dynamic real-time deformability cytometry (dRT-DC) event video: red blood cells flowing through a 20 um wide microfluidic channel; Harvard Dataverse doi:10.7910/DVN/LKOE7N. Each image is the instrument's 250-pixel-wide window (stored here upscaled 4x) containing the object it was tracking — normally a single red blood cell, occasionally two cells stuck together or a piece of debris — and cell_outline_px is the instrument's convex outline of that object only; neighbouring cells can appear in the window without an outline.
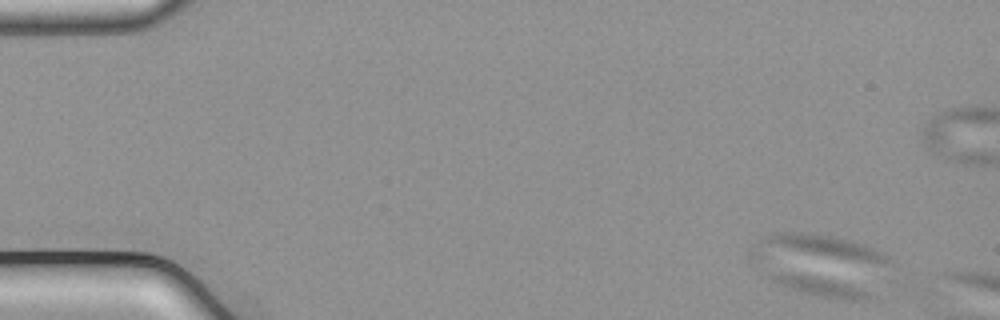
{"species": "common noctule bat (a hibernating species)", "species_latin": "Nyctalus noctula", "temperature_condition": "cold", "stored_images_in_passage": 7, "camera_frame_rate_fps": 3000, "um_per_image_px": 0.085, "animal": {"sex": "male", "body_mass_g": 21.5, "forearm_length_mm": 52.0}, "frame": {"image": 1, "passage_image": 2, "time_ms": 0.333, "image_size_px": [1000, 320], "cell_outline_px": [[896, 260], [876, 300], [848, 300], [816, 296], [800, 292], [788, 288], [764, 276], [748, 260], [748, 252], [752, 244], [764, 236], [772, 232], [812, 232], [832, 236], [864, 244]], "centroid_in_image_um": [69.85, 22.52], "position_along_channel_um": 15.2, "area_um2": 52.94}}